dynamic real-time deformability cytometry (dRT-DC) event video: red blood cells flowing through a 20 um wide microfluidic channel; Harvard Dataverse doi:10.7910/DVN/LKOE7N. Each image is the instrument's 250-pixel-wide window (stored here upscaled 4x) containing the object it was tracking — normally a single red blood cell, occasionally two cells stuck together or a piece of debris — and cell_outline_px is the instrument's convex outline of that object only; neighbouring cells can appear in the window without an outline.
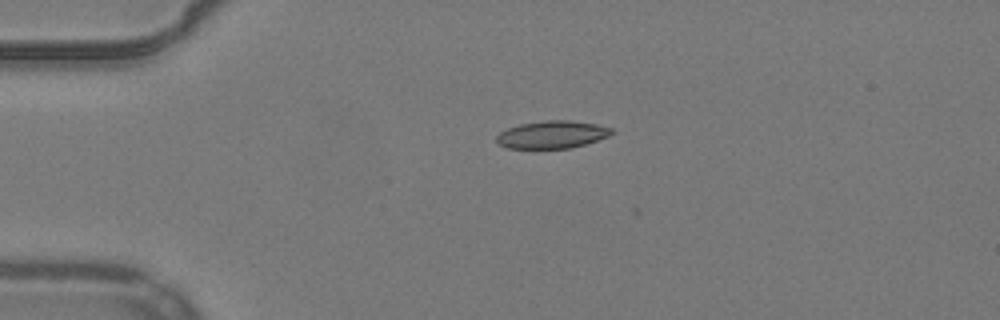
{"species": "common noctule bat (a hibernating species)", "species_latin": "Nyctalus noctula", "temperature_condition": "warm", "stored_images_in_passage": 6, "camera_frame_rate_fps": 3000, "um_per_image_px": 0.085, "animal": {"sex": "male", "body_mass_g": 19.2, "forearm_length_mm": 51.8}, "frame": {"image": 1, "passage_image": 1, "time_ms": 0.0, "image_size_px": [1000, 320], "cell_outline_px": [[616, 132], [608, 136], [572, 148], [508, 148], [500, 144], [496, 140], [496, 136], [500, 132], [508, 128], [520, 124], [544, 120], [572, 120], [596, 124], [612, 128]], "centroid_in_image_um": [46.95, 11.43], "position_along_channel_um": 38.1, "area_um2": 18.44}}